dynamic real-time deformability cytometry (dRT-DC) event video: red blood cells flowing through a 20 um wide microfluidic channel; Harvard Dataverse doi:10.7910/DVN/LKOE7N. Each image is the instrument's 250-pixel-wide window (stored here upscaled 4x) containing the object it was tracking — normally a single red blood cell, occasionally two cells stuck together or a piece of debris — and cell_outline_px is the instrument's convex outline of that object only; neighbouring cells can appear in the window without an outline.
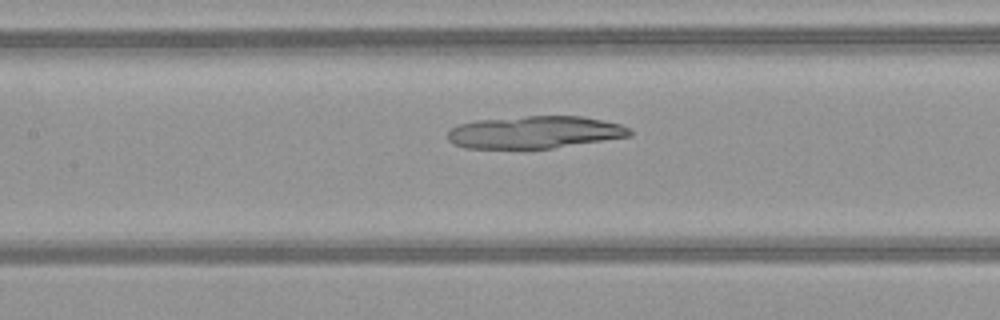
{"species": "common noctule bat (a hibernating species)", "species_latin": "Nyctalus noctula", "temperature_condition": "warm", "stored_images_in_passage": 51, "camera_frame_rate_fps": 3000, "um_per_image_px": 0.085, "animal": {"sex": "female", "body_mass_g": 21.9}, "frame": {"image": 1, "passage_image": 25, "time_ms": 8.0, "image_size_px": [1000, 320], "cell_outline_px": [[632, 136], [552, 148], [464, 148], [452, 144], [448, 140], [448, 132], [452, 128], [460, 124], [476, 120], [528, 116], [580, 116], [620, 124], [632, 128]], "centroid_in_image_um": [45.46, 11.24], "position_along_channel_um": 161.9, "area_um2": 34.28}}
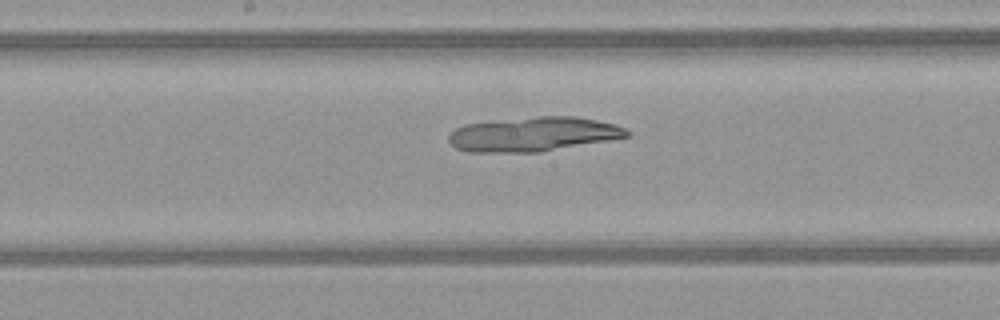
{"frame": {"image": 2, "passage_image": 28, "time_ms": 9.0, "image_size_px": [1000, 320], "cell_outline_px": [[632, 132], [628, 136], [608, 140], [540, 152], [472, 152], [456, 148], [448, 140], [448, 136], [456, 128], [464, 124], [540, 116], [576, 116], [616, 124]], "centroid_in_image_um": [45.35, 11.4], "position_along_channel_um": 202.9, "area_um2": 35.43}}
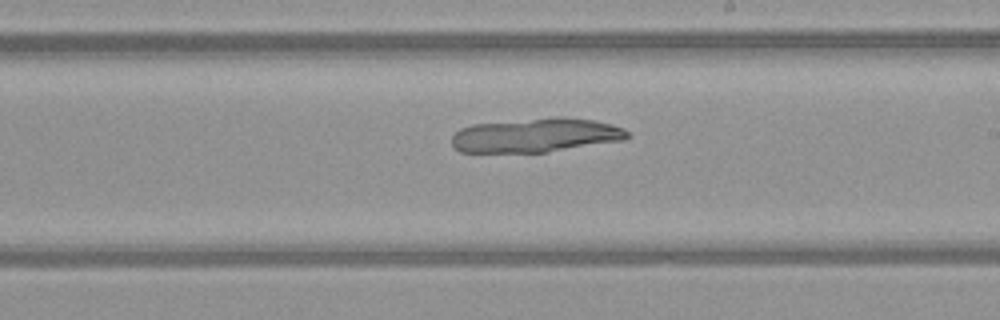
{"frame": {"image": 3, "passage_image": 31, "time_ms": 10.0, "image_size_px": [1000, 320], "cell_outline_px": [[628, 136], [624, 140], [548, 152], [460, 152], [452, 148], [452, 136], [460, 128], [472, 124], [556, 116], [564, 116], [596, 120], [612, 124], [624, 128], [628, 132]], "centroid_in_image_um": [45.55, 11.48], "position_along_channel_um": 243.5, "area_um2": 35.32}}